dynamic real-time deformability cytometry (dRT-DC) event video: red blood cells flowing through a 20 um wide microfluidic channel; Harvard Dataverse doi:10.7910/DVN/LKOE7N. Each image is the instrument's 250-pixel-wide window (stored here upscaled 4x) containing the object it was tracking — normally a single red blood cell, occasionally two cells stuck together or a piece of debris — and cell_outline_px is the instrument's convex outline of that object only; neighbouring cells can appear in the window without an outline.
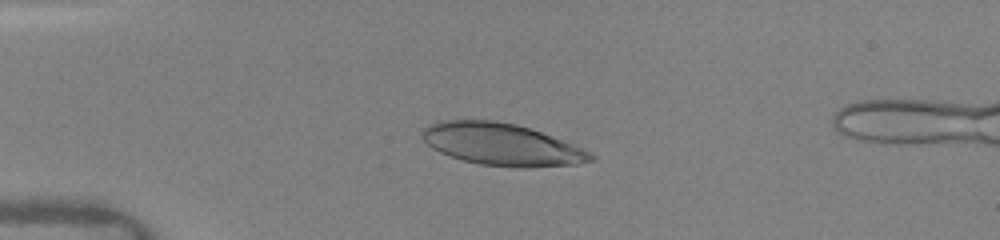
{"species": "human", "species_latin": "Homo sapiens", "temperature_condition": "warm", "stored_images_in_passage": 37, "camera_frame_rate_fps": 3000, "um_per_image_px": 0.085, "donor": {"sex": "female"}, "frame": {"image": 1, "passage_image": 10, "time_ms": 3.333, "image_size_px": [1000, 240], "cell_outline_px": [[596, 156], [592, 160], [576, 164], [528, 168], [520, 168], [480, 164], [464, 160], [440, 152], [432, 148], [420, 136], [420, 132], [424, 128], [440, 120], [492, 120], [516, 124], [552, 136], [572, 144]], "centroid_in_image_um": [42.61, 12.27], "position_along_channel_um": 42.4, "area_um2": 40.92}}
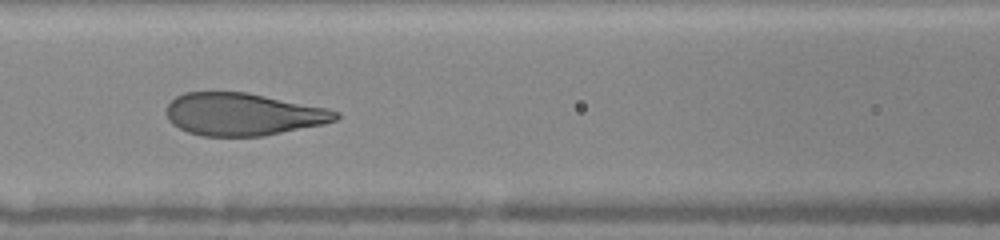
{"frame": {"image": 2, "passage_image": 19, "time_ms": 6.667, "image_size_px": [1000, 240], "cell_outline_px": [[340, 116], [336, 120], [324, 124], [264, 136], [200, 136], [188, 132], [172, 124], [168, 120], [164, 112], [168, 104], [176, 96], [184, 92], [244, 92], [324, 108], [340, 112]], "centroid_in_image_um": [20.6, 9.72], "position_along_channel_um": 146.0, "area_um2": 41.79}}
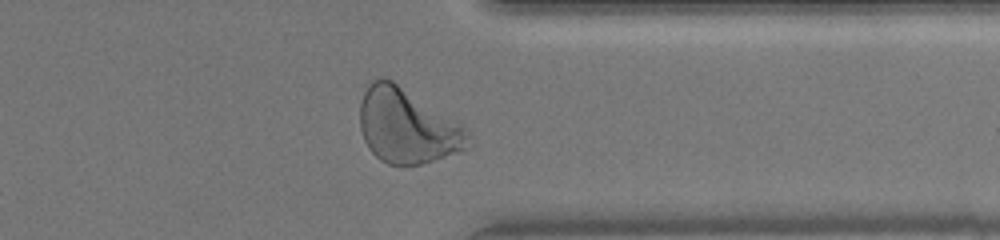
{"frame": {"image": 3, "passage_image": 34, "time_ms": 12.333, "image_size_px": [1000, 240], "cell_outline_px": [[472, 148], [420, 164], [388, 164], [380, 160], [368, 148], [364, 140], [360, 128], [360, 100], [368, 84], [372, 80], [380, 76], [384, 76], [392, 80], [464, 128], [468, 136]], "centroid_in_image_um": [34.55, 10.72], "position_along_channel_um": 376.9, "area_um2": 46.36}, "authors_computed_cell_mechanics": {"area_um2": 42.772, "velocity_mm_per_s": 4.1102, "shape_relaxation_time_tau1_ms": 3.1362, "shape_relaxation_time_tau2_ms": null, "deformation_change_tau1": 0.1942, "deformation_change_tau2": null}}